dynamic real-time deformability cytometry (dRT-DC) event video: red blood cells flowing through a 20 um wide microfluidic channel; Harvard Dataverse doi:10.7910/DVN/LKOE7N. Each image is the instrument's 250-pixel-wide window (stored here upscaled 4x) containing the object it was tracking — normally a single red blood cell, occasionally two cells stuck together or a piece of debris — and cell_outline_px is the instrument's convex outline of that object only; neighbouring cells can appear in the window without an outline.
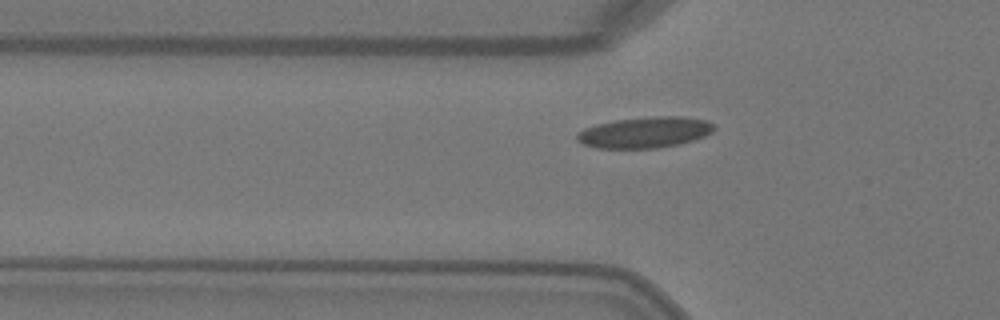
{"species": "Egyptian fruit bat (a non-hibernating species)", "species_latin": "Rousettus aegyptiacus", "temperature_condition": "warm", "stored_images_in_passage": 4, "camera_frame_rate_fps": 3000, "um_per_image_px": 0.085, "animal": {"sex": "female"}, "frame": {"image": 1, "passage_image": 4, "time_ms": 1.0, "image_size_px": [1000, 320], "cell_outline_px": [[716, 128], [712, 132], [704, 136], [680, 144], [656, 148], [596, 148], [584, 144], [576, 140], [576, 132], [584, 128], [596, 124], [616, 120], [652, 116], [680, 116], [704, 120], [716, 124]], "centroid_in_image_um": [54.8, 11.25], "position_along_channel_um": 71.0, "area_um2": 24.85}}